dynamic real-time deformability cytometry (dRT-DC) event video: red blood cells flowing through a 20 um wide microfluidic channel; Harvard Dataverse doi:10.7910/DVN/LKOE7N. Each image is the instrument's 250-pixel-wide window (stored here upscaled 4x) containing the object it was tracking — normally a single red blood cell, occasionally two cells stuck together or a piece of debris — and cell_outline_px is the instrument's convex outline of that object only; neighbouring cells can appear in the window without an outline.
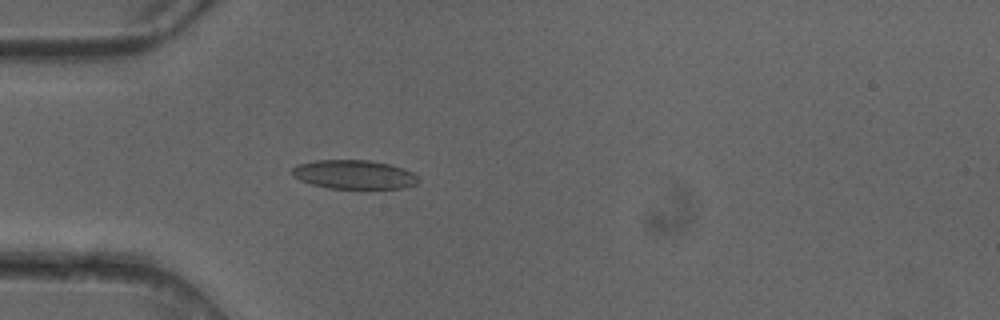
{"species": "common noctule bat (a hibernating species)", "species_latin": "Nyctalus noctula", "temperature_condition": "cold", "stored_images_in_passage": 4, "camera_frame_rate_fps": 3000, "um_per_image_px": 0.085, "animal": {"sex": "female"}, "frame": {"image": 1, "passage_image": 4, "time_ms": 1.0, "image_size_px": [1000, 320], "cell_outline_px": [[420, 180], [416, 184], [404, 188], [328, 188], [312, 184], [300, 180], [292, 176], [292, 168], [296, 164], [316, 160], [368, 160], [392, 164], [404, 168], [412, 172]], "centroid_in_image_um": [30.09, 14.82], "position_along_channel_um": 54.9, "area_um2": 21.39}}